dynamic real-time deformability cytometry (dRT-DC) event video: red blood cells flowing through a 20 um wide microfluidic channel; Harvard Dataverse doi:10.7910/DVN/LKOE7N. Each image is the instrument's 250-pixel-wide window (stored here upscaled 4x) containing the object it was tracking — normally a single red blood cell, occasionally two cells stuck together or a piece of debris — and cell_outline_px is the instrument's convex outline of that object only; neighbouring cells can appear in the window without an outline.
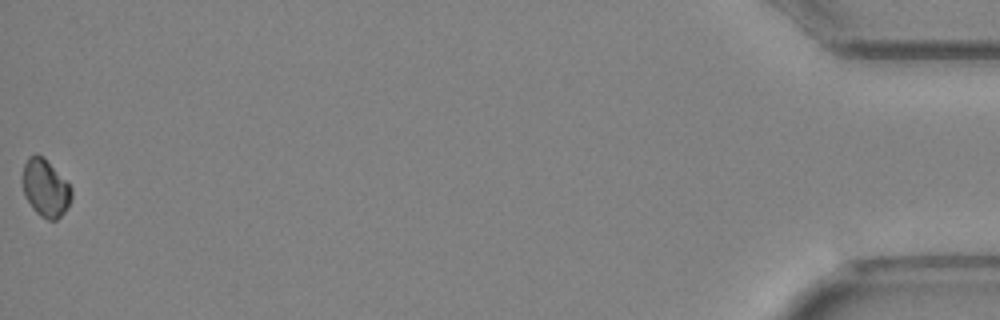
{"species": "Egyptian fruit bat (a non-hibernating species)", "species_latin": "Rousettus aegyptiacus", "temperature_condition": "cold", "stored_images_in_passage": 37, "camera_frame_rate_fps": 3000, "um_per_image_px": 0.085, "animal": {"sex": "female"}, "frame": {"image": 1, "passage_image": 37, "time_ms": 12.0, "image_size_px": [1000, 320], "cell_outline_px": [[72, 196], [68, 208], [56, 220], [48, 220], [40, 216], [32, 208], [24, 192], [24, 164], [28, 156], [36, 152], [44, 156], [72, 188]], "centroid_in_image_um": [3.89, 15.97], "position_along_channel_um": 431.3, "area_um2": 16.3}}